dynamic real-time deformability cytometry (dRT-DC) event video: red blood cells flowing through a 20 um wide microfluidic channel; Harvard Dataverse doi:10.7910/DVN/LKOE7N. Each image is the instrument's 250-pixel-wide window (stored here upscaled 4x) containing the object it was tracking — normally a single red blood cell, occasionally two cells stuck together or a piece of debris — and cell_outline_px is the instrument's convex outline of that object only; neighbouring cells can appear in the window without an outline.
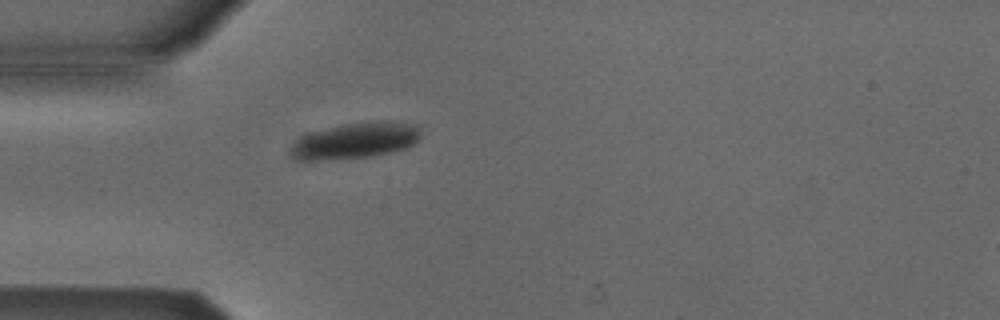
{"species": "Egyptian fruit bat (a non-hibernating species)", "species_latin": "Rousettus aegyptiacus", "temperature_condition": "cold", "stored_images_in_passage": 2, "camera_frame_rate_fps": 3000, "um_per_image_px": 0.085, "animal": {"sex": "male"}, "frame": {"image": 1, "passage_image": 2, "time_ms": 1.333, "image_size_px": [1000, 320], "cell_outline_px": [[420, 140], [408, 148], [368, 156], [328, 160], [300, 160], [292, 152], [292, 144], [300, 136], [308, 132], [340, 124], [376, 120], [392, 120], [420, 124]], "centroid_in_image_um": [30.28, 11.9], "position_along_channel_um": 54.7, "area_um2": 27.74}}